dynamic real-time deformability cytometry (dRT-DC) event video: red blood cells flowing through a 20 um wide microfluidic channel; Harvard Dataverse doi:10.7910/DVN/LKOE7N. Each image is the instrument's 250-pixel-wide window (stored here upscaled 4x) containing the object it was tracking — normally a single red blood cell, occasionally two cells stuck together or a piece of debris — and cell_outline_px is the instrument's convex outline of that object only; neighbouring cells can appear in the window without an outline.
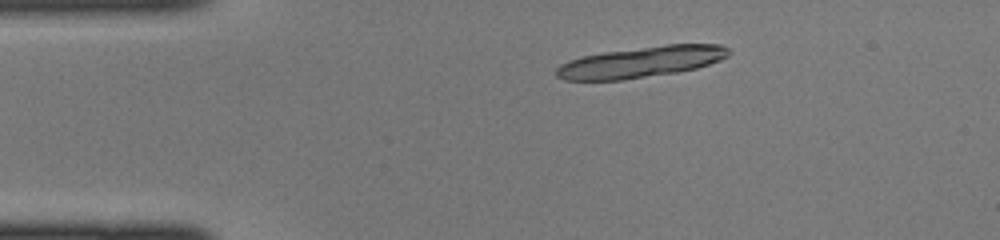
{"species": "common noctule bat (a hibernating species)", "species_latin": "Nyctalus noctula", "temperature_condition": "cold", "stored_images_in_passage": 8, "camera_frame_rate_fps": 3000, "um_per_image_px": 0.085, "animal": {"sex": "female", "body_mass_g": 22.0, "forearm_length_mm": 56.7}, "frame": {"image": 1, "passage_image": 1, "time_ms": 0.0, "image_size_px": [1000, 240], "cell_outline_px": [[732, 52], [728, 56], [720, 60], [696, 68], [676, 72], [624, 80], [564, 80], [556, 76], [556, 68], [560, 64], [568, 60], [584, 56], [604, 52], [664, 44], [720, 44], [728, 48]], "centroid_in_image_um": [54.5, 5.26], "position_along_channel_um": 30.5, "area_um2": 31.15}}